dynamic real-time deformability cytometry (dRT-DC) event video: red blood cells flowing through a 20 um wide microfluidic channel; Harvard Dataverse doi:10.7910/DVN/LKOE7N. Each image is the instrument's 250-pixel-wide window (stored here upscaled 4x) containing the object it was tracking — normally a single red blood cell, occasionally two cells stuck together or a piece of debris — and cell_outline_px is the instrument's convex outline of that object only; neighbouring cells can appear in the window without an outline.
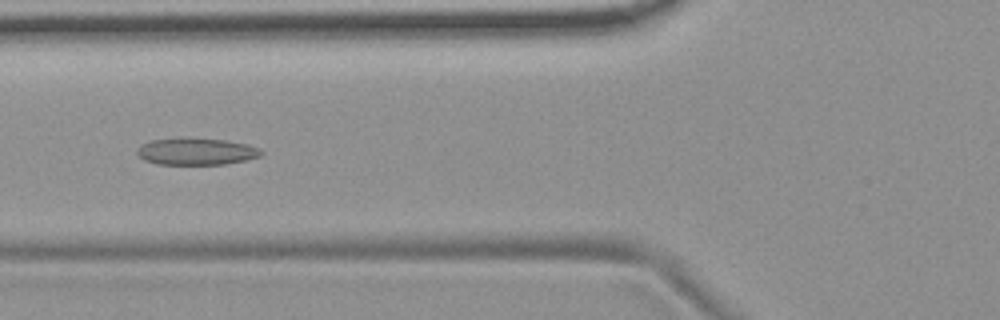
{"species": "common noctule bat (a hibernating species)", "species_latin": "Nyctalus noctula", "temperature_condition": "room temperature", "stored_images_in_passage": 54, "camera_frame_rate_fps": 3000, "um_per_image_px": 0.085, "animal": {"sex": "female", "body_mass_g": 19.9}, "frame": {"image": 1, "passage_image": 21, "time_ms": 6.667, "image_size_px": [1000, 320], "cell_outline_px": [[264, 152], [260, 156], [244, 160], [224, 164], [156, 164], [144, 160], [136, 152], [136, 148], [140, 144], [148, 140], [180, 136], [188, 136], [224, 140], [248, 144], [260, 148]], "centroid_in_image_um": [16.62, 12.84], "position_along_channel_um": 109.2, "area_um2": 20.06}}
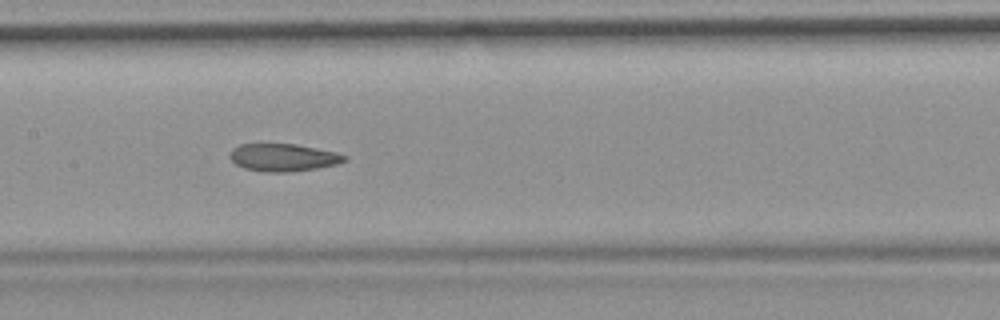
{"frame": {"image": 2, "passage_image": 27, "time_ms": 8.667, "image_size_px": [1000, 320], "cell_outline_px": [[348, 160], [336, 164], [316, 168], [292, 172], [264, 172], [244, 168], [236, 164], [232, 160], [232, 148], [240, 144], [296, 144], [336, 152], [348, 156]], "centroid_in_image_um": [24.11, 13.39], "position_along_channel_um": 183.3, "area_um2": 18.32}}
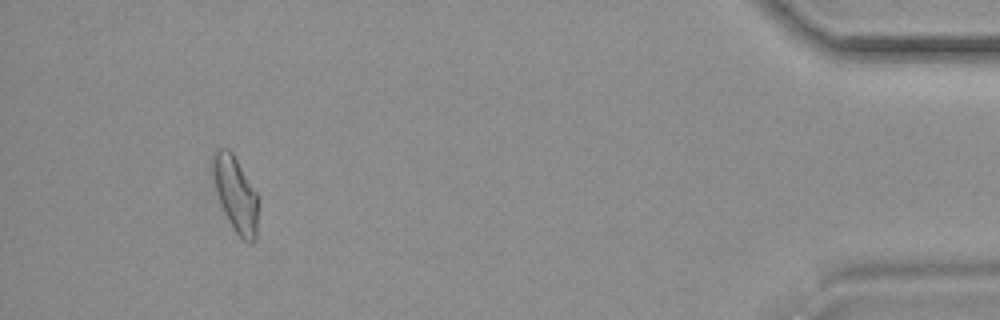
{"frame": {"image": 3, "passage_image": 51, "time_ms": 16.667, "image_size_px": [1000, 320], "cell_outline_px": [[256, 240], [252, 244], [248, 244], [236, 232], [228, 220], [220, 204], [208, 172], [208, 168], [212, 152], [216, 148], [228, 148], [232, 152], [256, 192]], "centroid_in_image_um": [19.91, 16.41], "position_along_channel_um": 415.3, "area_um2": 20.35}, "authors_computed_cell_mechanics": {"area_um2": 19.7098, "velocity_mm_per_s": 3.7123, "shape_relaxation_time_tau1_ms": null, "shape_relaxation_time_tau2_ms": 2.2226, "deformation_change_tau1": null, "deformation_change_tau2": 0.1042}}